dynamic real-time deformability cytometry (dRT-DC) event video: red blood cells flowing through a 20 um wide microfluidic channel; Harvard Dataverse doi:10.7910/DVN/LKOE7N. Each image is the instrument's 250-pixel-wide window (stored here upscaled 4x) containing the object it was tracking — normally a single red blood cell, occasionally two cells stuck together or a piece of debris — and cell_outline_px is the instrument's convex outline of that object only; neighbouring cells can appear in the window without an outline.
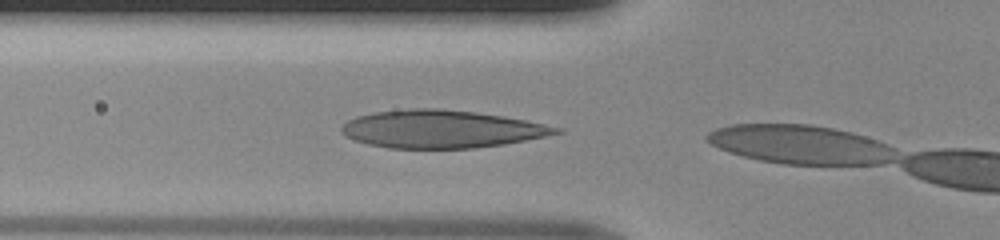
{"species": "human", "species_latin": "Homo sapiens", "temperature_condition": "room temperature", "stored_images_in_passage": 3, "camera_frame_rate_fps": 3000, "um_per_image_px": 0.085, "donor": {"sex": "male"}, "frame": {"image": 1, "passage_image": 2, "time_ms": 0.333, "image_size_px": [1000, 240], "cell_outline_px": [[564, 132], [504, 144], [472, 148], [388, 148], [368, 144], [352, 140], [344, 136], [340, 132], [340, 128], [348, 120], [356, 116], [372, 112], [412, 108], [440, 108], [476, 112], [504, 116], [564, 128]], "centroid_in_image_um": [37.47, 10.96], "position_along_channel_um": 88.3, "area_um2": 47.4}}